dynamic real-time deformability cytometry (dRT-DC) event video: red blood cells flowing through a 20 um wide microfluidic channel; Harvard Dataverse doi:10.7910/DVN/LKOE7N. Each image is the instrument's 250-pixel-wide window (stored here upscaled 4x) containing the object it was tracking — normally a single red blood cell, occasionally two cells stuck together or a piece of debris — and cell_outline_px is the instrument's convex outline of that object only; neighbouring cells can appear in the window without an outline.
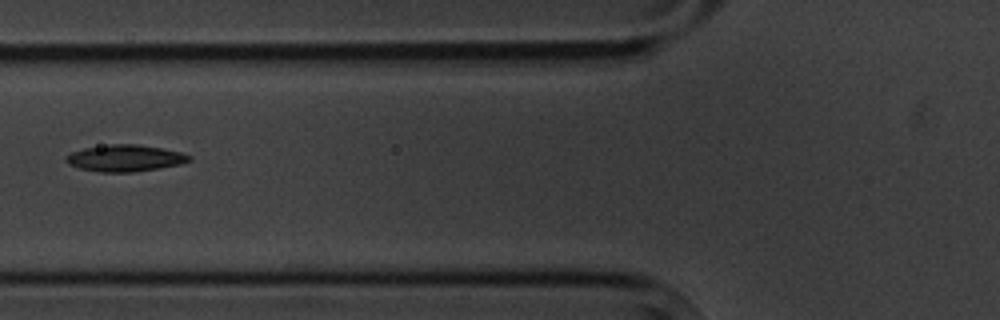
{"species": "common noctule bat (a hibernating species)", "species_latin": "Nyctalus noctula", "temperature_condition": "cold", "stored_images_in_passage": 11, "camera_frame_rate_fps": 3000, "um_per_image_px": 0.085, "animal": {"sex": "male", "body_mass_g": 20.1, "forearm_length_mm": 53.5}, "frame": {"image": 1, "passage_image": 7, "time_ms": 8.0, "image_size_px": [1000, 320], "cell_outline_px": [[192, 160], [180, 164], [132, 172], [100, 172], [80, 168], [68, 164], [64, 160], [64, 156], [72, 152], [84, 148], [108, 144], [136, 144], [160, 148], [180, 152], [192, 156]], "centroid_in_image_um": [10.59, 13.44], "position_along_channel_um": 115.2, "area_um2": 19.02}}
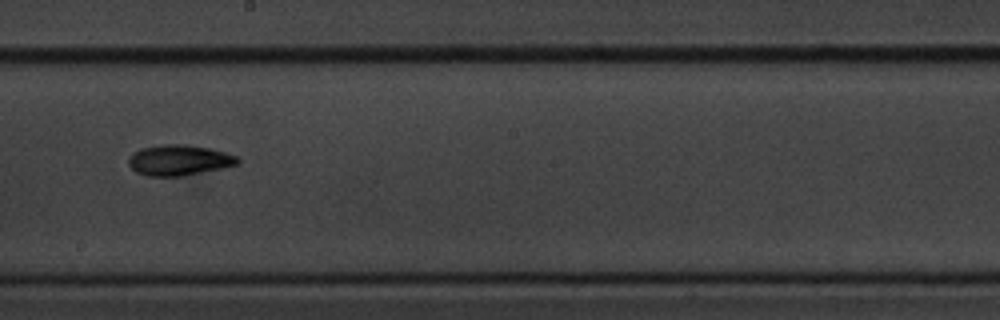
{"frame": {"image": 2, "passage_image": 10, "time_ms": 11.333, "image_size_px": [1000, 320], "cell_outline_px": [[240, 160], [236, 164], [220, 168], [180, 176], [148, 176], [136, 172], [128, 164], [128, 160], [132, 152], [144, 148], [160, 144], [184, 144], [208, 148], [224, 152], [236, 156]], "centroid_in_image_um": [15.16, 13.6], "position_along_channel_um": 233.0, "area_um2": 19.13}}
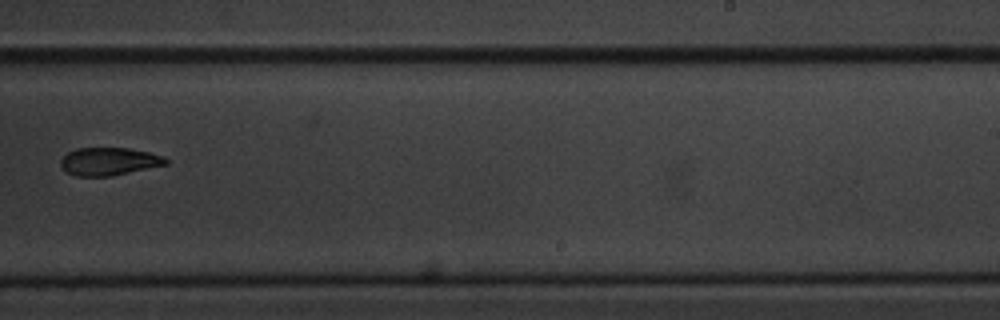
{"frame": {"image": 3, "passage_image": 11, "time_ms": 12.667, "image_size_px": [1000, 320], "cell_outline_px": [[168, 164], [112, 176], [76, 176], [68, 172], [60, 164], [60, 160], [68, 152], [76, 148], [128, 148], [148, 152], [164, 156], [168, 160]], "centroid_in_image_um": [9.28, 13.72], "position_along_channel_um": 279.7, "area_um2": 16.99}}